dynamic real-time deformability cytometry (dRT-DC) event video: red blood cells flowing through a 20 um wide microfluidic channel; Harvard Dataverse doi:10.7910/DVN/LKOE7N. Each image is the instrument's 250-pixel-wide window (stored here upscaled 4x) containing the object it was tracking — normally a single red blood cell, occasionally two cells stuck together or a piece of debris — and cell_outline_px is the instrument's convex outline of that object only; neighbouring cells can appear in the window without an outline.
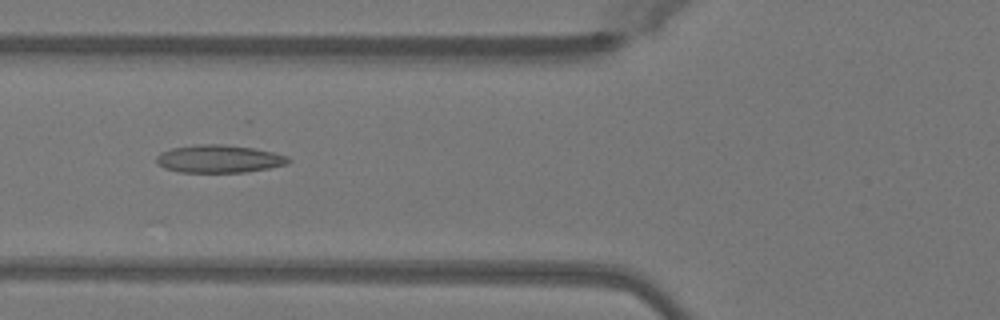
{"species": "Egyptian fruit bat (a non-hibernating species)", "species_latin": "Rousettus aegyptiacus", "temperature_condition": "warm", "stored_images_in_passage": 49, "camera_frame_rate_fps": 3000, "um_per_image_px": 0.085, "animal": {"sex": "female"}, "frame": {"image": 1, "passage_image": 19, "time_ms": 6.0, "image_size_px": [1000, 320], "cell_outline_px": [[292, 160], [288, 164], [268, 168], [244, 172], [180, 172], [164, 168], [156, 160], [156, 156], [160, 152], [172, 148], [200, 144], [224, 144], [252, 148], [272, 152], [288, 156]], "centroid_in_image_um": [18.63, 13.5], "position_along_channel_um": 107.2, "area_um2": 21.27}}
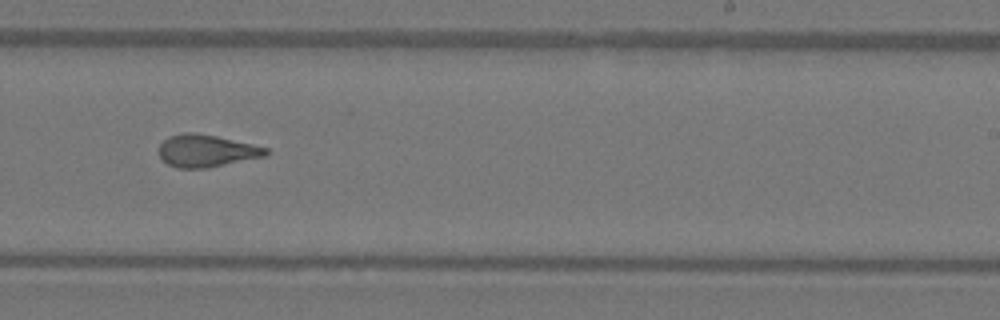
{"frame": {"image": 2, "passage_image": 31, "time_ms": 10.0, "image_size_px": [1000, 320], "cell_outline_px": [[268, 156], [208, 168], [176, 168], [168, 164], [160, 156], [160, 144], [168, 136], [184, 132], [192, 132], [216, 136], [252, 144], [268, 148]], "centroid_in_image_um": [17.57, 12.82], "position_along_channel_um": 271.4, "area_um2": 20.17}}
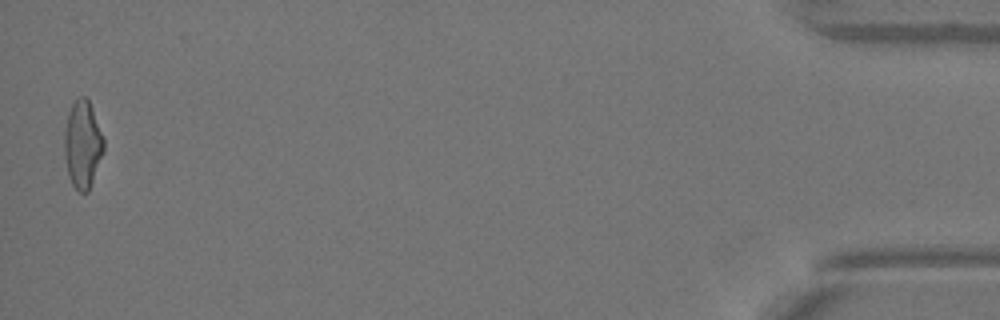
{"frame": {"image": 3, "passage_image": 49, "time_ms": 16.0, "image_size_px": [1000, 320], "cell_outline_px": [[104, 152], [88, 192], [80, 192], [72, 184], [68, 176], [64, 152], [64, 132], [68, 112], [72, 104], [80, 96], [84, 96], [88, 100], [92, 108], [104, 136]], "centroid_in_image_um": [7.03, 12.27], "position_along_channel_um": 428.2, "area_um2": 20.17}, "authors_computed_cell_mechanics": {"area_um2": 20.3456, "velocity_mm_per_s": 4.105, "shape_relaxation_time_tau1_ms": 9.1235, "shape_relaxation_time_tau2_ms": 1.4406, "deformation_change_tau1": 0.2908, "deformation_change_tau2": 0.101}}